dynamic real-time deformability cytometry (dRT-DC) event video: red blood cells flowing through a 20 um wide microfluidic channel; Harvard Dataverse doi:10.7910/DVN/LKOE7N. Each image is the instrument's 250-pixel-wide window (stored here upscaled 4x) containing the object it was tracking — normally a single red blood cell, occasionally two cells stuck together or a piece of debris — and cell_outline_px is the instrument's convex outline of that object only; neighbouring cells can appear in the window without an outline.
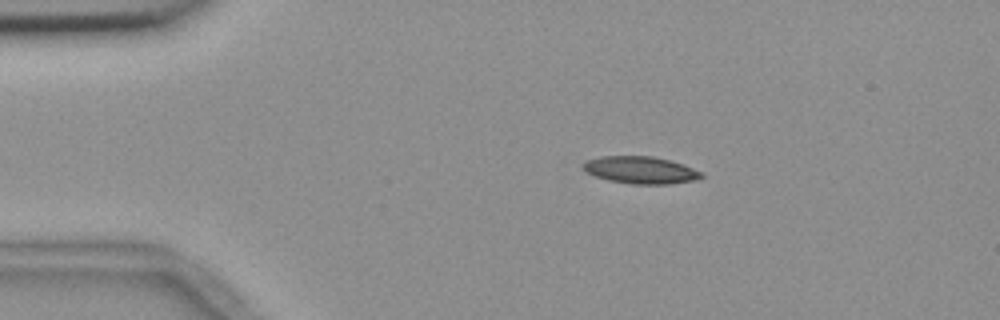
{"species": "common noctule bat (a hibernating species)", "species_latin": "Nyctalus noctula", "temperature_condition": "room temperature", "stored_images_in_passage": 55, "camera_frame_rate_fps": 3000, "um_per_image_px": 0.085, "animal": {"sex": "female", "body_mass_g": 18.4}, "frame": {"image": 1, "passage_image": 10, "time_ms": 3.0, "image_size_px": [1000, 320], "cell_outline_px": [[704, 176], [692, 180], [668, 184], [632, 184], [608, 180], [584, 172], [580, 168], [588, 160], [600, 156], [652, 156], [672, 160], [704, 172]], "centroid_in_image_um": [54.44, 14.45], "position_along_channel_um": 30.6, "area_um2": 18.84}}
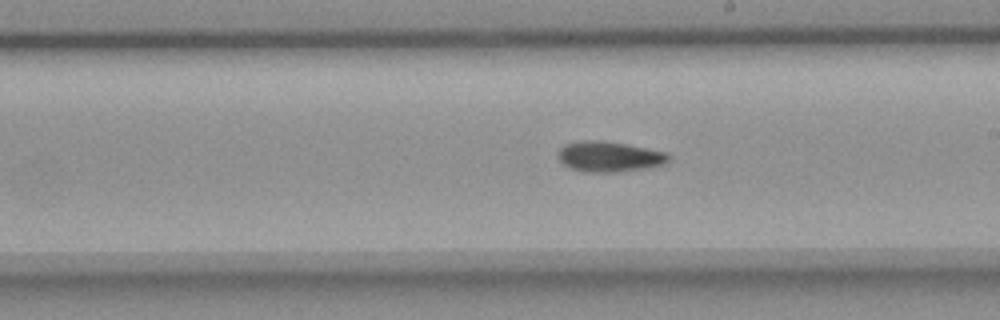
{"frame": {"image": 2, "passage_image": 31, "time_ms": 10.0, "image_size_px": [1000, 320], "cell_outline_px": [[672, 156], [664, 164], [648, 168], [620, 172], [584, 172], [572, 168], [564, 164], [560, 160], [560, 148], [564, 144], [584, 140], [596, 140], [624, 144], [668, 152]], "centroid_in_image_um": [51.84, 13.32], "position_along_channel_um": 237.2, "area_um2": 19.48}}
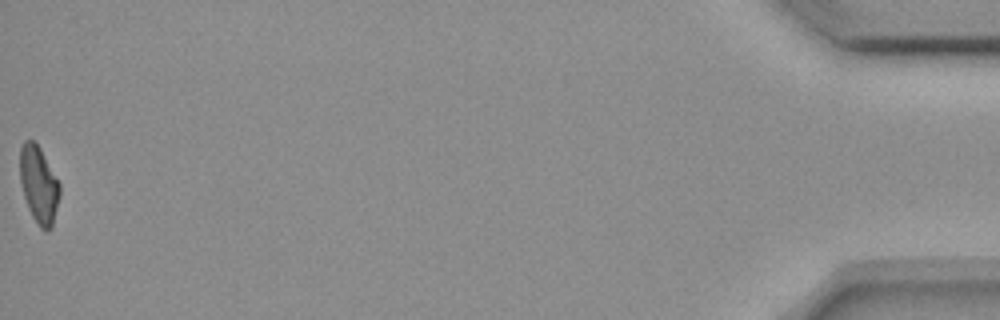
{"frame": {"image": 3, "passage_image": 55, "time_ms": 18.0, "image_size_px": [1000, 320], "cell_outline_px": [[60, 196], [52, 228], [48, 232], [44, 232], [40, 228], [32, 216], [28, 208], [20, 184], [20, 148], [24, 140], [32, 140], [40, 148], [60, 184]], "centroid_in_image_um": [3.3, 15.74], "position_along_channel_um": 431.9, "area_um2": 17.98}}